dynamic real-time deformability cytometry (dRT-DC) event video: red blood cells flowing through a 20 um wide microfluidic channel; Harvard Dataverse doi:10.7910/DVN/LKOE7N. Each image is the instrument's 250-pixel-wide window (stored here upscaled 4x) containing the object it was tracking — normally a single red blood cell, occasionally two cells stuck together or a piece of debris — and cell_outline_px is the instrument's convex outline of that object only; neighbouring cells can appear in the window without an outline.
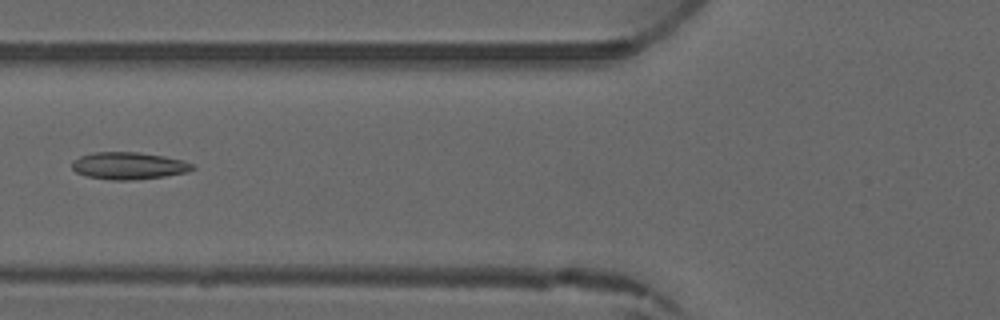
{"species": "common noctule bat (a hibernating species)", "species_latin": "Nyctalus noctula", "temperature_condition": "warm", "stored_images_in_passage": 6, "camera_frame_rate_fps": 3000, "um_per_image_px": 0.085, "animal": {"sex": "male", "forearm_length_mm": 52.5}, "frame": {"image": 1, "passage_image": 6, "time_ms": 5.667, "image_size_px": [1000, 320], "cell_outline_px": [[196, 168], [184, 172], [164, 176], [132, 180], [112, 180], [88, 176], [76, 172], [72, 168], [72, 164], [80, 156], [92, 152], [140, 152], [164, 156], [196, 164]], "centroid_in_image_um": [10.95, 14.08], "position_along_channel_um": 114.8, "area_um2": 18.9}}